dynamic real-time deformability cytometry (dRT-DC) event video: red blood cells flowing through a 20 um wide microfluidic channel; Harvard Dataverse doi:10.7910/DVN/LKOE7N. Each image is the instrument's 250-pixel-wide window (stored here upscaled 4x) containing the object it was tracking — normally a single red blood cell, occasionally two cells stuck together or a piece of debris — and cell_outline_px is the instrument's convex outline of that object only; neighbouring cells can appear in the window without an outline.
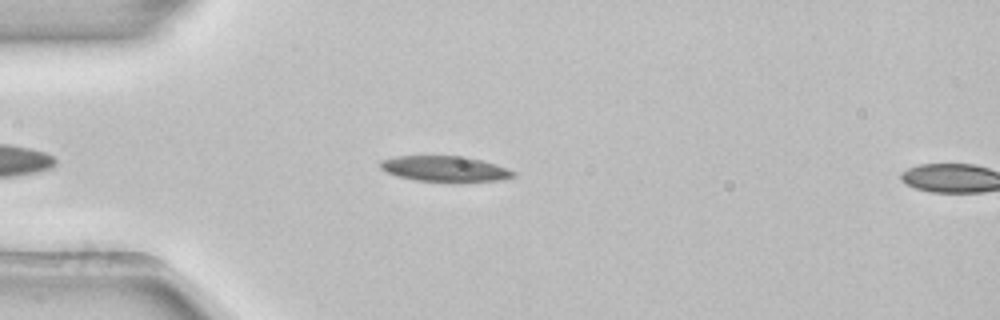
{"species": "common noctule bat (a hibernating species)", "species_latin": "Nyctalus noctula", "temperature_condition": "room temperature", "stored_images_in_passage": 7, "camera_frame_rate_fps": 3000, "um_per_image_px": 0.085, "animal": {"sex": "female", "body_mass_g": 22.7, "forearm_length_mm": 54.2}, "frame": {"image": 1, "passage_image": 5, "time_ms": 1.333, "image_size_px": [1000, 320], "cell_outline_px": [[516, 176], [500, 180], [452, 184], [416, 180], [396, 176], [380, 168], [380, 160], [396, 156], [468, 156], [496, 164], [508, 168], [516, 172]], "centroid_in_image_um": [37.87, 14.38], "position_along_channel_um": 47.1, "area_um2": 20.63}}